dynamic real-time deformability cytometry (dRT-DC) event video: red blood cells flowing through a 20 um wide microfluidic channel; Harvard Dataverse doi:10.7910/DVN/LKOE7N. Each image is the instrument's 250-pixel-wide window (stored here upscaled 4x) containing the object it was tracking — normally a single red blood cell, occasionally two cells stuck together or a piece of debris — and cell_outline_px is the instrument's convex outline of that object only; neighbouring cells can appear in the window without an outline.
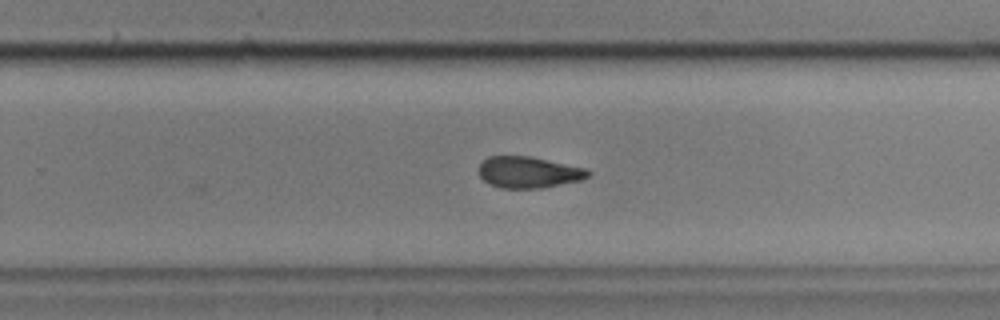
{"species": "common noctule bat (a hibernating species)", "species_latin": "Nyctalus noctula", "temperature_condition": "cold", "stored_images_in_passage": 27, "camera_frame_rate_fps": 3000, "um_per_image_px": 0.085, "animal": {"sex": "male", "body_mass_g": 17.9, "forearm_length_mm": 54.2}, "frame": {"image": 1, "passage_image": 19, "time_ms": 6.0, "image_size_px": [1000, 320], "cell_outline_px": [[592, 172], [588, 176], [580, 180], [544, 188], [500, 188], [488, 184], [480, 176], [480, 164], [488, 156], [528, 156], [584, 168]], "centroid_in_image_um": [44.91, 14.65], "position_along_channel_um": 284.9, "area_um2": 19.77}}
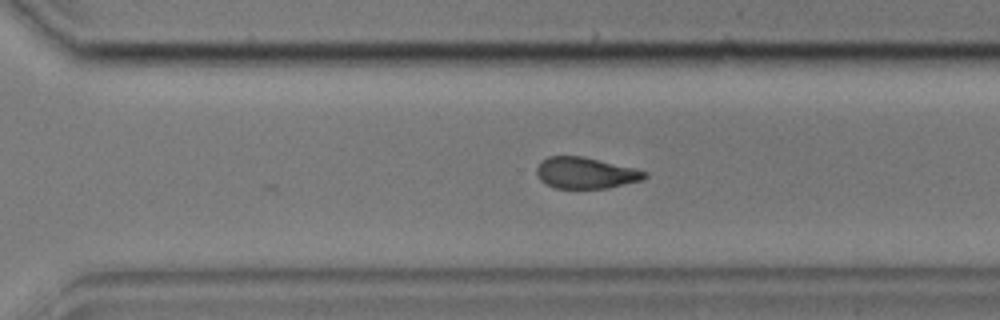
{"frame": {"image": 2, "passage_image": 22, "time_ms": 7.0, "image_size_px": [1000, 320], "cell_outline_px": [[648, 176], [644, 180], [608, 188], [556, 188], [544, 184], [540, 180], [536, 172], [536, 168], [540, 160], [548, 156], [580, 156], [636, 168], [648, 172]], "centroid_in_image_um": [49.78, 14.7], "position_along_channel_um": 320.8, "area_um2": 19.88}}
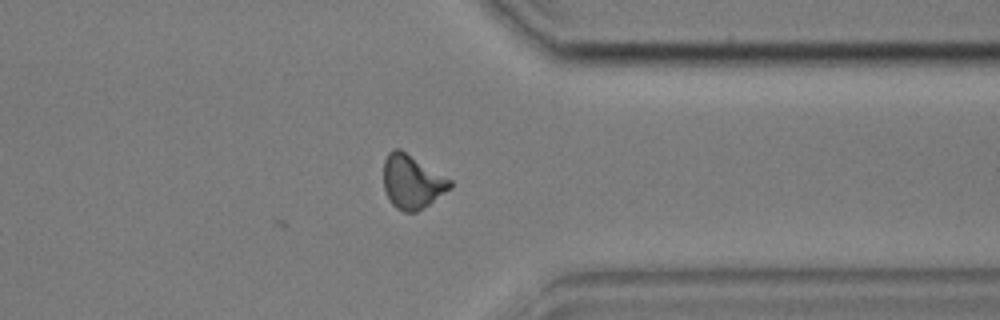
{"frame": {"image": 3, "passage_image": 27, "time_ms": 8.667, "image_size_px": [1000, 320], "cell_outline_px": [[452, 188], [424, 208], [416, 212], [404, 212], [396, 208], [392, 204], [384, 188], [384, 160], [388, 152], [392, 148], [400, 148], [452, 180]], "centroid_in_image_um": [35.03, 15.44], "position_along_channel_um": 376.4, "area_um2": 20.98}, "authors_computed_cell_mechanics": {"area_um2": 20.8658, "velocity_mm_per_s": 3.6031, "shape_relaxation_time_tau1_ms": null, "shape_relaxation_time_tau2_ms": 7.7996, "deformation_change_tau1": null, "deformation_change_tau2": 0.1377}}